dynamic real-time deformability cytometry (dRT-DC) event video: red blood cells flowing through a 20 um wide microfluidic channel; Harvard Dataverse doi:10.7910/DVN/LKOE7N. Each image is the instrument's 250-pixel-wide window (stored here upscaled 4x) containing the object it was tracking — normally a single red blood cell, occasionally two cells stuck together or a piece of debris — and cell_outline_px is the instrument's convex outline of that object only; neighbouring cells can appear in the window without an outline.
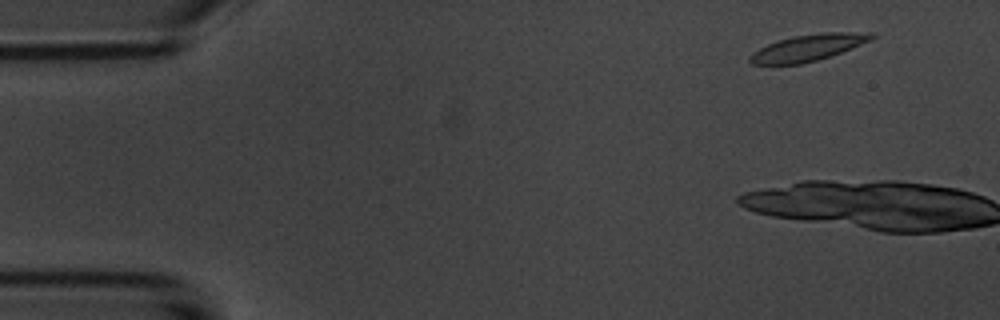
{"species": "common noctule bat (a hibernating species)", "species_latin": "Nyctalus noctula", "temperature_condition": "room temperature", "stored_images_in_passage": 4, "camera_frame_rate_fps": 3000, "um_per_image_px": 0.085, "animal": {"sex": "male", "body_mass_g": 20.1, "forearm_length_mm": 53.5}, "frame": {"image": 1, "passage_image": 2, "time_ms": 1.333, "image_size_px": [1000, 320], "cell_outline_px": [[876, 36], [872, 40], [840, 52], [816, 60], [800, 64], [752, 64], [748, 60], [748, 56], [752, 52], [768, 44], [792, 36], [820, 32], [876, 32]], "centroid_in_image_um": [68.7, 4.03], "position_along_channel_um": 16.3, "area_um2": 18.73}}